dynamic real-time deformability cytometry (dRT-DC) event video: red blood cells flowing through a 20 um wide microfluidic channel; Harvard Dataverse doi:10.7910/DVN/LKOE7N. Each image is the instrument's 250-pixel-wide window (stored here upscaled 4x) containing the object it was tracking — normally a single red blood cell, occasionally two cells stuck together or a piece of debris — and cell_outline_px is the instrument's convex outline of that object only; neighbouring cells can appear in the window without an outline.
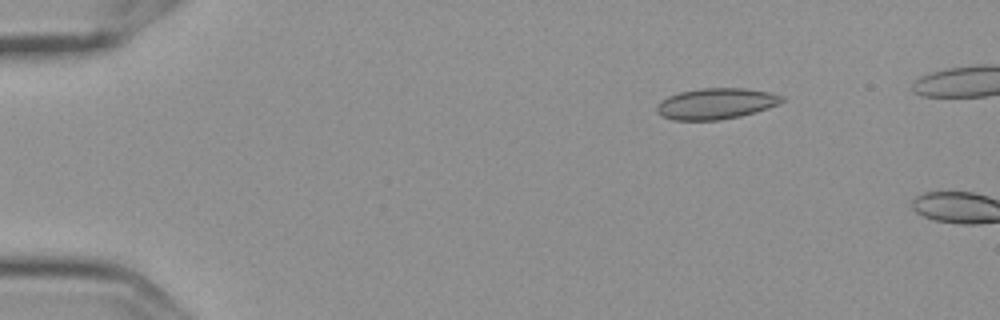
{"species": "Egyptian fruit bat (a non-hibernating species)", "species_latin": "Rousettus aegyptiacus", "temperature_condition": "cold", "stored_images_in_passage": 4, "camera_frame_rate_fps": 3000, "um_per_image_px": 0.085, "frame": {"image": 1, "passage_image": 3, "time_ms": 0.667, "image_size_px": [1000, 320], "cell_outline_px": [[784, 100], [780, 104], [756, 112], [740, 116], [720, 120], [672, 120], [656, 112], [656, 104], [668, 96], [680, 92], [700, 88], [744, 88], [768, 92], [784, 96]], "centroid_in_image_um": [60.86, 8.81], "position_along_channel_um": 24.1, "area_um2": 22.66}}